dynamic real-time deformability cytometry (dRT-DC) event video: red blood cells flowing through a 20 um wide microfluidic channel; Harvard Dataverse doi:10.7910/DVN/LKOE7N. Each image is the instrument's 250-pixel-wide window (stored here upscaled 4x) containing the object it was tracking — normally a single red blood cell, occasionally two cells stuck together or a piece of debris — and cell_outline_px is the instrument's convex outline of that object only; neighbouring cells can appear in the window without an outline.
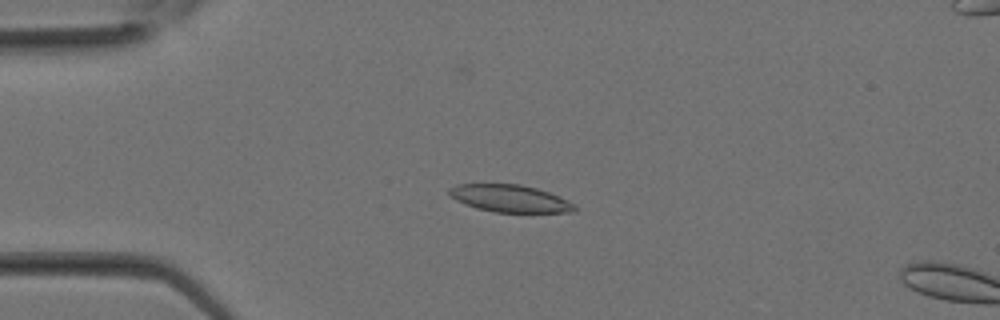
{"species": "Egyptian fruit bat (a non-hibernating species)", "species_latin": "Rousettus aegyptiacus", "temperature_condition": "room temperature", "stored_images_in_passage": 8, "camera_frame_rate_fps": 3000, "um_per_image_px": 0.085, "animal": {"sex": "female"}, "frame": {"image": 1, "passage_image": 6, "time_ms": 1.667, "image_size_px": [1000, 320], "cell_outline_px": [[576, 212], [496, 212], [476, 208], [464, 204], [448, 196], [448, 188], [456, 184], [520, 184], [536, 188], [548, 192], [568, 200], [576, 204]], "centroid_in_image_um": [43.32, 16.87], "position_along_channel_um": 41.7, "area_um2": 20.06}}